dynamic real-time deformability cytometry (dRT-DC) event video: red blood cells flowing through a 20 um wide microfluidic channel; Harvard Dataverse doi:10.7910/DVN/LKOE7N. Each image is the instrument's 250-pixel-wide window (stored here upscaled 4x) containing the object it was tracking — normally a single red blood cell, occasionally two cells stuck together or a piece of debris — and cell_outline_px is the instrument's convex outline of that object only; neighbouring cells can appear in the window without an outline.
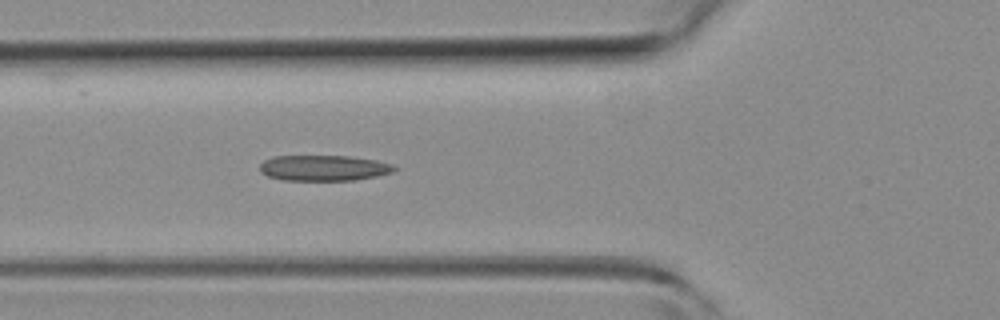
{"species": "common noctule bat (a hibernating species)", "species_latin": "Nyctalus noctula", "temperature_condition": "room temperature", "stored_images_in_passage": 33, "camera_frame_rate_fps": 3000, "um_per_image_px": 0.085, "animal": {"sex": "female", "body_mass_g": 19.3, "forearm_length_mm": 54.1}, "frame": {"image": 1, "passage_image": 3, "time_ms": 0.667, "image_size_px": [1000, 320], "cell_outline_px": [[396, 168], [392, 172], [376, 176], [356, 180], [284, 180], [268, 176], [260, 172], [260, 164], [264, 160], [272, 156], [348, 156], [376, 160], [392, 164]], "centroid_in_image_um": [27.49, 14.27], "position_along_channel_um": 98.3, "area_um2": 20.06}}
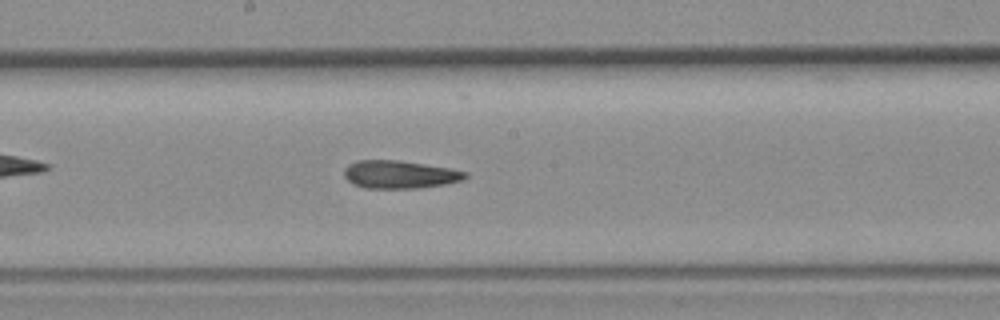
{"frame": {"image": 2, "passage_image": 11, "time_ms": 3.333, "image_size_px": [1000, 320], "cell_outline_px": [[468, 176], [460, 180], [444, 184], [416, 188], [364, 188], [352, 184], [344, 176], [344, 168], [348, 164], [356, 160], [396, 160], [452, 168], [468, 172]], "centroid_in_image_um": [33.94, 14.82], "position_along_channel_um": 214.3, "area_um2": 19.71}}
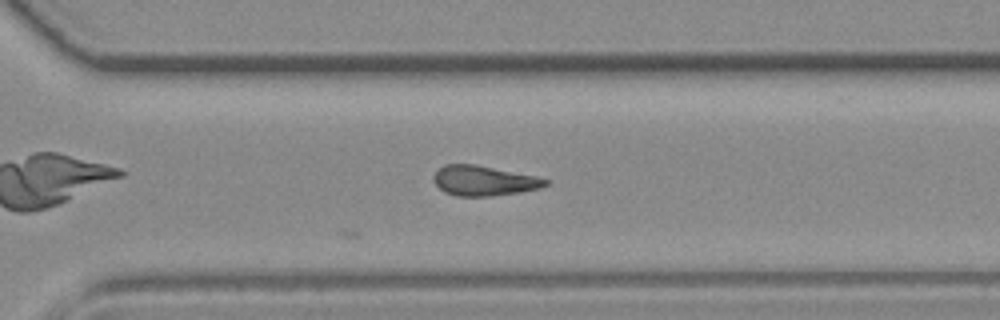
{"frame": {"image": 3, "passage_image": 19, "time_ms": 6.0, "image_size_px": [1000, 320], "cell_outline_px": [[548, 184], [540, 188], [520, 192], [492, 196], [456, 196], [444, 192], [436, 184], [432, 176], [444, 164], [476, 164], [536, 176], [548, 180]], "centroid_in_image_um": [41.12, 15.36], "position_along_channel_um": 329.5, "area_um2": 19.54}}